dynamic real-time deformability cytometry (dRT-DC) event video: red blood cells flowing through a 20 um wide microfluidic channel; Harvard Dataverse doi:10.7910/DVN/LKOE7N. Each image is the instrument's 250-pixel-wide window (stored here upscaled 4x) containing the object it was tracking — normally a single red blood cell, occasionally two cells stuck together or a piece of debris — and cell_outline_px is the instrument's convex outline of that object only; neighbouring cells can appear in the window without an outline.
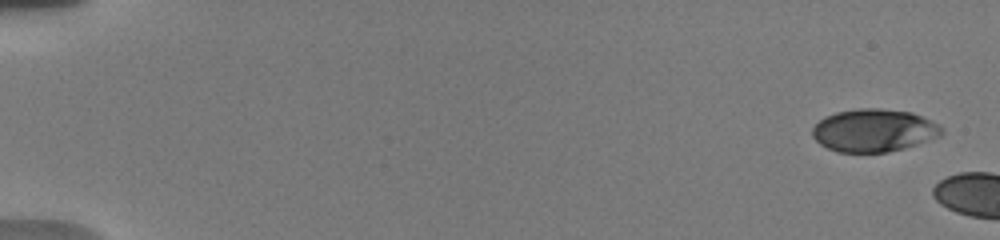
{"species": "human", "species_latin": "Homo sapiens", "temperature_condition": "warm", "stored_images_in_passage": 4, "camera_frame_rate_fps": 3000, "um_per_image_px": 0.085, "donor": {"sex": "male"}, "frame": {"image": 1, "passage_image": 1, "time_ms": 0.0, "image_size_px": [1000, 240], "cell_outline_px": [[944, 132], [940, 136], [904, 148], [888, 152], [836, 152], [820, 144], [812, 136], [812, 128], [824, 116], [836, 112], [860, 108], [880, 108], [912, 112], [936, 124]], "centroid_in_image_um": [74.23, 11.08], "position_along_channel_um": 10.8, "area_um2": 32.02}}